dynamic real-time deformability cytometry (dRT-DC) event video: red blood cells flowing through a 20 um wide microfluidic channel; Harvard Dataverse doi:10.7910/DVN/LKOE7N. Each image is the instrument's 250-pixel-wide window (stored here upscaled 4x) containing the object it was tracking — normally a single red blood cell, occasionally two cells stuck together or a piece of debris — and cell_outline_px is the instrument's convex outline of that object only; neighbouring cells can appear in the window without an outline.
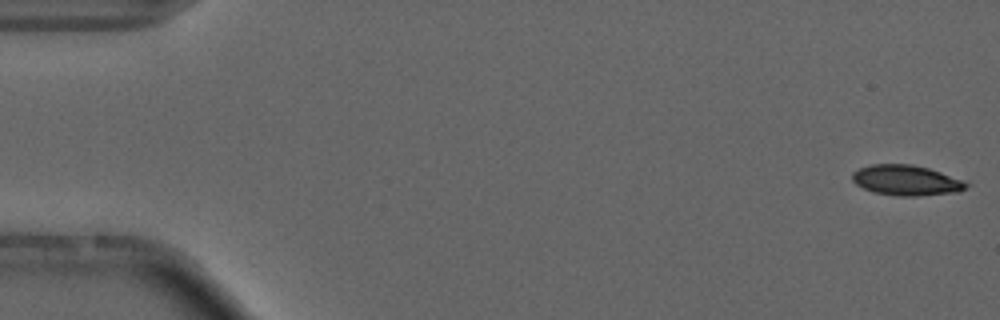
{"species": "common noctule bat (a hibernating species)", "species_latin": "Nyctalus noctula", "temperature_condition": "cold", "stored_images_in_passage": 14, "camera_frame_rate_fps": 3000, "um_per_image_px": 0.085, "animal": {"sex": "male", "forearm_length_mm": 52.5}, "frame": {"image": 1, "passage_image": 1, "time_ms": 0.0, "image_size_px": [1000, 320], "cell_outline_px": [[972, 184], [956, 192], [916, 196], [896, 196], [872, 192], [856, 184], [852, 180], [852, 172], [860, 168], [872, 164], [912, 164], [928, 168], [940, 172]], "centroid_in_image_um": [77.0, 15.33], "position_along_channel_um": 8.0, "area_um2": 20.06}}
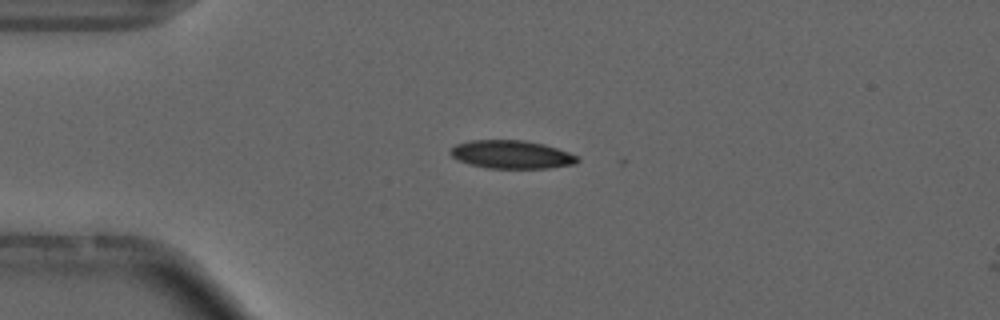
{"frame": {"image": 2, "passage_image": 13, "time_ms": 4.0, "image_size_px": [1000, 320], "cell_outline_px": [[580, 160], [576, 164], [548, 168], [488, 168], [468, 164], [456, 160], [448, 152], [456, 144], [472, 140], [524, 140], [544, 144], [580, 156]], "centroid_in_image_um": [43.49, 13.14], "position_along_channel_um": 41.5, "area_um2": 21.04}}